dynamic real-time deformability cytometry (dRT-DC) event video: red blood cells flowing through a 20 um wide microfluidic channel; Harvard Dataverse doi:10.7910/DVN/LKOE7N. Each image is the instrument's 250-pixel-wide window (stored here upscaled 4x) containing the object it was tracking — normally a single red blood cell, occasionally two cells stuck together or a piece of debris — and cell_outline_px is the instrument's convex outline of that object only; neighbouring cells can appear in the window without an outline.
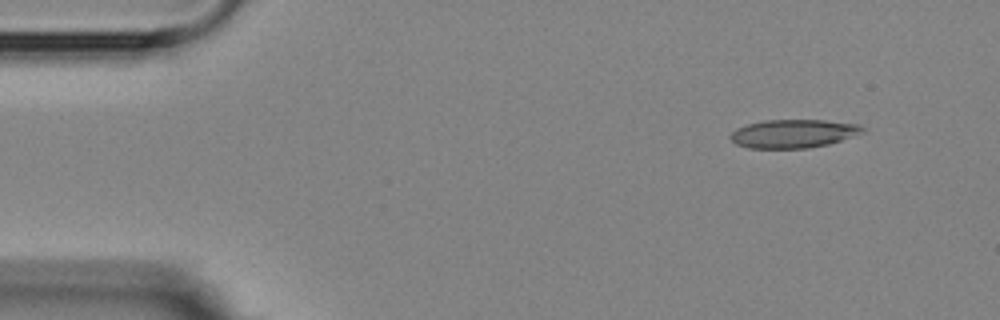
{"species": "Egyptian fruit bat (a non-hibernating species)", "species_latin": "Rousettus aegyptiacus", "temperature_condition": "room temperature", "stored_images_in_passage": 4, "segment_of_instrument_passage": [1, 2], "camera_frame_rate_fps": 3000, "um_per_image_px": 0.085, "animal": {"sex": "female"}, "frame": {"image": 1, "passage_image": 1, "time_ms": 0.0, "image_size_px": [1000, 320], "cell_outline_px": [[868, 128], [864, 132], [828, 144], [808, 148], [748, 148], [736, 144], [728, 136], [736, 128], [748, 124], [764, 120], [824, 120], [860, 124]], "centroid_in_image_um": [67.45, 11.35], "position_along_channel_um": 17.6, "area_um2": 21.96}}
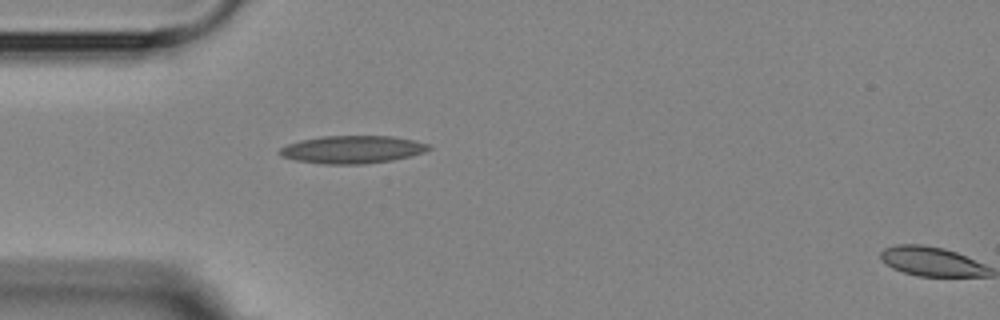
{"frame": {"image": 2, "passage_image": 3, "time_ms": 3.333, "image_size_px": [1000, 320], "cell_outline_px": [[432, 148], [424, 152], [392, 160], [360, 164], [324, 164], [296, 160], [280, 156], [280, 148], [288, 144], [300, 140], [320, 136], [392, 136], [416, 140], [432, 144]], "centroid_in_image_um": [29.98, 12.69], "position_along_channel_um": 55.0, "area_um2": 24.1}}